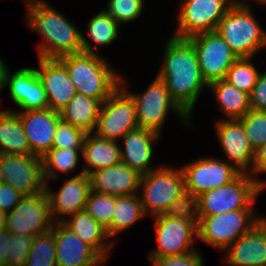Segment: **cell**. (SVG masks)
<instances>
[{
	"mask_svg": "<svg viewBox=\"0 0 266 266\" xmlns=\"http://www.w3.org/2000/svg\"><path fill=\"white\" fill-rule=\"evenodd\" d=\"M250 106L253 110L266 111V71L258 75L256 85L250 94Z\"/></svg>",
	"mask_w": 266,
	"mask_h": 266,
	"instance_id": "cell-41",
	"label": "cell"
},
{
	"mask_svg": "<svg viewBox=\"0 0 266 266\" xmlns=\"http://www.w3.org/2000/svg\"><path fill=\"white\" fill-rule=\"evenodd\" d=\"M54 222L46 190L22 196L13 211L6 214L5 228L9 233L36 236L49 231Z\"/></svg>",
	"mask_w": 266,
	"mask_h": 266,
	"instance_id": "cell-14",
	"label": "cell"
},
{
	"mask_svg": "<svg viewBox=\"0 0 266 266\" xmlns=\"http://www.w3.org/2000/svg\"><path fill=\"white\" fill-rule=\"evenodd\" d=\"M264 189L249 173H240L231 182L201 193L191 202L195 216H213L233 210L254 209Z\"/></svg>",
	"mask_w": 266,
	"mask_h": 266,
	"instance_id": "cell-6",
	"label": "cell"
},
{
	"mask_svg": "<svg viewBox=\"0 0 266 266\" xmlns=\"http://www.w3.org/2000/svg\"><path fill=\"white\" fill-rule=\"evenodd\" d=\"M245 1L233 0L216 31L238 58H254L266 48V31Z\"/></svg>",
	"mask_w": 266,
	"mask_h": 266,
	"instance_id": "cell-5",
	"label": "cell"
},
{
	"mask_svg": "<svg viewBox=\"0 0 266 266\" xmlns=\"http://www.w3.org/2000/svg\"><path fill=\"white\" fill-rule=\"evenodd\" d=\"M56 266H100L106 260L62 222H54Z\"/></svg>",
	"mask_w": 266,
	"mask_h": 266,
	"instance_id": "cell-18",
	"label": "cell"
},
{
	"mask_svg": "<svg viewBox=\"0 0 266 266\" xmlns=\"http://www.w3.org/2000/svg\"><path fill=\"white\" fill-rule=\"evenodd\" d=\"M25 5L31 4V3H38V2H45V0H25Z\"/></svg>",
	"mask_w": 266,
	"mask_h": 266,
	"instance_id": "cell-47",
	"label": "cell"
},
{
	"mask_svg": "<svg viewBox=\"0 0 266 266\" xmlns=\"http://www.w3.org/2000/svg\"><path fill=\"white\" fill-rule=\"evenodd\" d=\"M120 144L97 136L94 132L87 133L82 148L83 173L107 168L121 163Z\"/></svg>",
	"mask_w": 266,
	"mask_h": 266,
	"instance_id": "cell-25",
	"label": "cell"
},
{
	"mask_svg": "<svg viewBox=\"0 0 266 266\" xmlns=\"http://www.w3.org/2000/svg\"><path fill=\"white\" fill-rule=\"evenodd\" d=\"M138 127L135 103L119 86L102 103L94 133L104 139L119 142L128 131Z\"/></svg>",
	"mask_w": 266,
	"mask_h": 266,
	"instance_id": "cell-12",
	"label": "cell"
},
{
	"mask_svg": "<svg viewBox=\"0 0 266 266\" xmlns=\"http://www.w3.org/2000/svg\"><path fill=\"white\" fill-rule=\"evenodd\" d=\"M34 236L10 233L7 266H25Z\"/></svg>",
	"mask_w": 266,
	"mask_h": 266,
	"instance_id": "cell-39",
	"label": "cell"
},
{
	"mask_svg": "<svg viewBox=\"0 0 266 266\" xmlns=\"http://www.w3.org/2000/svg\"><path fill=\"white\" fill-rule=\"evenodd\" d=\"M254 212V209H241L213 216H196L198 240L224 251L264 218Z\"/></svg>",
	"mask_w": 266,
	"mask_h": 266,
	"instance_id": "cell-9",
	"label": "cell"
},
{
	"mask_svg": "<svg viewBox=\"0 0 266 266\" xmlns=\"http://www.w3.org/2000/svg\"><path fill=\"white\" fill-rule=\"evenodd\" d=\"M181 169L190 202L203 192L226 185L241 173L226 160L208 156L193 160Z\"/></svg>",
	"mask_w": 266,
	"mask_h": 266,
	"instance_id": "cell-11",
	"label": "cell"
},
{
	"mask_svg": "<svg viewBox=\"0 0 266 266\" xmlns=\"http://www.w3.org/2000/svg\"><path fill=\"white\" fill-rule=\"evenodd\" d=\"M6 224V213H4L1 209H0V228L5 227Z\"/></svg>",
	"mask_w": 266,
	"mask_h": 266,
	"instance_id": "cell-46",
	"label": "cell"
},
{
	"mask_svg": "<svg viewBox=\"0 0 266 266\" xmlns=\"http://www.w3.org/2000/svg\"><path fill=\"white\" fill-rule=\"evenodd\" d=\"M188 40L196 50L200 72L206 84L224 80L238 57L217 31L200 33Z\"/></svg>",
	"mask_w": 266,
	"mask_h": 266,
	"instance_id": "cell-13",
	"label": "cell"
},
{
	"mask_svg": "<svg viewBox=\"0 0 266 266\" xmlns=\"http://www.w3.org/2000/svg\"><path fill=\"white\" fill-rule=\"evenodd\" d=\"M164 46L163 64L157 73L172 99L191 118L202 90L208 89L203 80L198 57L188 39L171 36Z\"/></svg>",
	"mask_w": 266,
	"mask_h": 266,
	"instance_id": "cell-1",
	"label": "cell"
},
{
	"mask_svg": "<svg viewBox=\"0 0 266 266\" xmlns=\"http://www.w3.org/2000/svg\"><path fill=\"white\" fill-rule=\"evenodd\" d=\"M48 186L46 185L45 190L49 197L50 213L53 222H62L69 215L71 216L85 210L90 192V181L89 175L83 173V170H80L73 177L65 179L58 192H52Z\"/></svg>",
	"mask_w": 266,
	"mask_h": 266,
	"instance_id": "cell-16",
	"label": "cell"
},
{
	"mask_svg": "<svg viewBox=\"0 0 266 266\" xmlns=\"http://www.w3.org/2000/svg\"><path fill=\"white\" fill-rule=\"evenodd\" d=\"M39 59L35 68L46 92L49 108L60 112L77 93L67 68L59 59Z\"/></svg>",
	"mask_w": 266,
	"mask_h": 266,
	"instance_id": "cell-20",
	"label": "cell"
},
{
	"mask_svg": "<svg viewBox=\"0 0 266 266\" xmlns=\"http://www.w3.org/2000/svg\"><path fill=\"white\" fill-rule=\"evenodd\" d=\"M259 73L252 58H238L227 71L224 80L241 91L251 94Z\"/></svg>",
	"mask_w": 266,
	"mask_h": 266,
	"instance_id": "cell-34",
	"label": "cell"
},
{
	"mask_svg": "<svg viewBox=\"0 0 266 266\" xmlns=\"http://www.w3.org/2000/svg\"><path fill=\"white\" fill-rule=\"evenodd\" d=\"M203 255L198 250L172 257L149 258L151 266H204Z\"/></svg>",
	"mask_w": 266,
	"mask_h": 266,
	"instance_id": "cell-40",
	"label": "cell"
},
{
	"mask_svg": "<svg viewBox=\"0 0 266 266\" xmlns=\"http://www.w3.org/2000/svg\"><path fill=\"white\" fill-rule=\"evenodd\" d=\"M22 196L9 184H0V209L6 214L10 213L18 205Z\"/></svg>",
	"mask_w": 266,
	"mask_h": 266,
	"instance_id": "cell-42",
	"label": "cell"
},
{
	"mask_svg": "<svg viewBox=\"0 0 266 266\" xmlns=\"http://www.w3.org/2000/svg\"><path fill=\"white\" fill-rule=\"evenodd\" d=\"M86 132L60 119L56 126L52 148L82 149Z\"/></svg>",
	"mask_w": 266,
	"mask_h": 266,
	"instance_id": "cell-38",
	"label": "cell"
},
{
	"mask_svg": "<svg viewBox=\"0 0 266 266\" xmlns=\"http://www.w3.org/2000/svg\"><path fill=\"white\" fill-rule=\"evenodd\" d=\"M69 217H66L62 223L82 241L92 246L107 261L115 241L108 240L109 237L106 229L96 222L85 210Z\"/></svg>",
	"mask_w": 266,
	"mask_h": 266,
	"instance_id": "cell-26",
	"label": "cell"
},
{
	"mask_svg": "<svg viewBox=\"0 0 266 266\" xmlns=\"http://www.w3.org/2000/svg\"><path fill=\"white\" fill-rule=\"evenodd\" d=\"M215 126L217 139L228 158V163L241 173H250L254 150L248 141L242 123L238 119H220Z\"/></svg>",
	"mask_w": 266,
	"mask_h": 266,
	"instance_id": "cell-19",
	"label": "cell"
},
{
	"mask_svg": "<svg viewBox=\"0 0 266 266\" xmlns=\"http://www.w3.org/2000/svg\"><path fill=\"white\" fill-rule=\"evenodd\" d=\"M80 154H82V149L52 148L51 150L47 151L41 157L43 175L46 185L49 184V180L54 181L59 179V171L63 174L71 173L73 170L75 171L79 163L78 161Z\"/></svg>",
	"mask_w": 266,
	"mask_h": 266,
	"instance_id": "cell-32",
	"label": "cell"
},
{
	"mask_svg": "<svg viewBox=\"0 0 266 266\" xmlns=\"http://www.w3.org/2000/svg\"><path fill=\"white\" fill-rule=\"evenodd\" d=\"M10 233L5 227L0 228V266H7Z\"/></svg>",
	"mask_w": 266,
	"mask_h": 266,
	"instance_id": "cell-44",
	"label": "cell"
},
{
	"mask_svg": "<svg viewBox=\"0 0 266 266\" xmlns=\"http://www.w3.org/2000/svg\"><path fill=\"white\" fill-rule=\"evenodd\" d=\"M115 207V196L109 194L89 192L85 211L102 227L106 229L110 238V223Z\"/></svg>",
	"mask_w": 266,
	"mask_h": 266,
	"instance_id": "cell-35",
	"label": "cell"
},
{
	"mask_svg": "<svg viewBox=\"0 0 266 266\" xmlns=\"http://www.w3.org/2000/svg\"><path fill=\"white\" fill-rule=\"evenodd\" d=\"M160 135L145 128L138 127L128 131L122 138L123 146H120L121 162L141 175L151 172L155 167L151 166L154 147Z\"/></svg>",
	"mask_w": 266,
	"mask_h": 266,
	"instance_id": "cell-24",
	"label": "cell"
},
{
	"mask_svg": "<svg viewBox=\"0 0 266 266\" xmlns=\"http://www.w3.org/2000/svg\"><path fill=\"white\" fill-rule=\"evenodd\" d=\"M266 173V144L258 147L254 150V158H253V165L252 170L249 173L255 181L263 188H266V180L256 178L259 174ZM256 176V177H255Z\"/></svg>",
	"mask_w": 266,
	"mask_h": 266,
	"instance_id": "cell-43",
	"label": "cell"
},
{
	"mask_svg": "<svg viewBox=\"0 0 266 266\" xmlns=\"http://www.w3.org/2000/svg\"><path fill=\"white\" fill-rule=\"evenodd\" d=\"M254 2L260 5H266V0H255Z\"/></svg>",
	"mask_w": 266,
	"mask_h": 266,
	"instance_id": "cell-49",
	"label": "cell"
},
{
	"mask_svg": "<svg viewBox=\"0 0 266 266\" xmlns=\"http://www.w3.org/2000/svg\"><path fill=\"white\" fill-rule=\"evenodd\" d=\"M119 27L120 25L104 10L95 14L87 24L88 35L92 42L82 33L83 52L98 55L99 53L93 47V44H97L98 46L110 45L117 40Z\"/></svg>",
	"mask_w": 266,
	"mask_h": 266,
	"instance_id": "cell-30",
	"label": "cell"
},
{
	"mask_svg": "<svg viewBox=\"0 0 266 266\" xmlns=\"http://www.w3.org/2000/svg\"><path fill=\"white\" fill-rule=\"evenodd\" d=\"M145 0H109L107 8L103 9L119 25L133 22L138 19L143 9Z\"/></svg>",
	"mask_w": 266,
	"mask_h": 266,
	"instance_id": "cell-37",
	"label": "cell"
},
{
	"mask_svg": "<svg viewBox=\"0 0 266 266\" xmlns=\"http://www.w3.org/2000/svg\"><path fill=\"white\" fill-rule=\"evenodd\" d=\"M15 105L20 108L16 112L43 110L49 108L43 84L33 67H23L14 73L6 71L5 87Z\"/></svg>",
	"mask_w": 266,
	"mask_h": 266,
	"instance_id": "cell-17",
	"label": "cell"
},
{
	"mask_svg": "<svg viewBox=\"0 0 266 266\" xmlns=\"http://www.w3.org/2000/svg\"><path fill=\"white\" fill-rule=\"evenodd\" d=\"M59 60L67 68L69 78L79 94L103 103L120 86L121 73L101 54L82 52L63 56Z\"/></svg>",
	"mask_w": 266,
	"mask_h": 266,
	"instance_id": "cell-4",
	"label": "cell"
},
{
	"mask_svg": "<svg viewBox=\"0 0 266 266\" xmlns=\"http://www.w3.org/2000/svg\"><path fill=\"white\" fill-rule=\"evenodd\" d=\"M88 175L91 191L114 196L139 194L142 175L122 162Z\"/></svg>",
	"mask_w": 266,
	"mask_h": 266,
	"instance_id": "cell-23",
	"label": "cell"
},
{
	"mask_svg": "<svg viewBox=\"0 0 266 266\" xmlns=\"http://www.w3.org/2000/svg\"><path fill=\"white\" fill-rule=\"evenodd\" d=\"M228 266H266V216L224 250Z\"/></svg>",
	"mask_w": 266,
	"mask_h": 266,
	"instance_id": "cell-22",
	"label": "cell"
},
{
	"mask_svg": "<svg viewBox=\"0 0 266 266\" xmlns=\"http://www.w3.org/2000/svg\"><path fill=\"white\" fill-rule=\"evenodd\" d=\"M152 217L158 245L149 252V258L178 256L196 250L192 242L198 240V220L191 207Z\"/></svg>",
	"mask_w": 266,
	"mask_h": 266,
	"instance_id": "cell-7",
	"label": "cell"
},
{
	"mask_svg": "<svg viewBox=\"0 0 266 266\" xmlns=\"http://www.w3.org/2000/svg\"><path fill=\"white\" fill-rule=\"evenodd\" d=\"M5 183V180H4V177H3V173L1 171V168H0V184H3Z\"/></svg>",
	"mask_w": 266,
	"mask_h": 266,
	"instance_id": "cell-48",
	"label": "cell"
},
{
	"mask_svg": "<svg viewBox=\"0 0 266 266\" xmlns=\"http://www.w3.org/2000/svg\"><path fill=\"white\" fill-rule=\"evenodd\" d=\"M238 120L242 123L253 150L266 144V111L250 109Z\"/></svg>",
	"mask_w": 266,
	"mask_h": 266,
	"instance_id": "cell-36",
	"label": "cell"
},
{
	"mask_svg": "<svg viewBox=\"0 0 266 266\" xmlns=\"http://www.w3.org/2000/svg\"><path fill=\"white\" fill-rule=\"evenodd\" d=\"M158 168L141 177L139 190L143 191L140 200L144 213L155 216L190 208L182 169L168 165Z\"/></svg>",
	"mask_w": 266,
	"mask_h": 266,
	"instance_id": "cell-3",
	"label": "cell"
},
{
	"mask_svg": "<svg viewBox=\"0 0 266 266\" xmlns=\"http://www.w3.org/2000/svg\"><path fill=\"white\" fill-rule=\"evenodd\" d=\"M0 154H30L20 117L11 109L0 110Z\"/></svg>",
	"mask_w": 266,
	"mask_h": 266,
	"instance_id": "cell-29",
	"label": "cell"
},
{
	"mask_svg": "<svg viewBox=\"0 0 266 266\" xmlns=\"http://www.w3.org/2000/svg\"><path fill=\"white\" fill-rule=\"evenodd\" d=\"M27 26L42 36L37 45L38 58L59 59L83 52L82 33L65 15L45 2L25 5Z\"/></svg>",
	"mask_w": 266,
	"mask_h": 266,
	"instance_id": "cell-2",
	"label": "cell"
},
{
	"mask_svg": "<svg viewBox=\"0 0 266 266\" xmlns=\"http://www.w3.org/2000/svg\"><path fill=\"white\" fill-rule=\"evenodd\" d=\"M208 90L213 91L219 108L224 113V119H240L250 109V94L229 84L225 80L215 81L208 85Z\"/></svg>",
	"mask_w": 266,
	"mask_h": 266,
	"instance_id": "cell-28",
	"label": "cell"
},
{
	"mask_svg": "<svg viewBox=\"0 0 266 266\" xmlns=\"http://www.w3.org/2000/svg\"><path fill=\"white\" fill-rule=\"evenodd\" d=\"M101 105L98 99L76 93L59 113L63 121L90 133L95 130Z\"/></svg>",
	"mask_w": 266,
	"mask_h": 266,
	"instance_id": "cell-27",
	"label": "cell"
},
{
	"mask_svg": "<svg viewBox=\"0 0 266 266\" xmlns=\"http://www.w3.org/2000/svg\"><path fill=\"white\" fill-rule=\"evenodd\" d=\"M0 168L6 184L23 196L46 189L41 157L35 154H0Z\"/></svg>",
	"mask_w": 266,
	"mask_h": 266,
	"instance_id": "cell-15",
	"label": "cell"
},
{
	"mask_svg": "<svg viewBox=\"0 0 266 266\" xmlns=\"http://www.w3.org/2000/svg\"><path fill=\"white\" fill-rule=\"evenodd\" d=\"M138 194L115 196V207L110 223V238L116 236L141 220L144 213Z\"/></svg>",
	"mask_w": 266,
	"mask_h": 266,
	"instance_id": "cell-31",
	"label": "cell"
},
{
	"mask_svg": "<svg viewBox=\"0 0 266 266\" xmlns=\"http://www.w3.org/2000/svg\"><path fill=\"white\" fill-rule=\"evenodd\" d=\"M55 233L49 231L34 236L25 266H56Z\"/></svg>",
	"mask_w": 266,
	"mask_h": 266,
	"instance_id": "cell-33",
	"label": "cell"
},
{
	"mask_svg": "<svg viewBox=\"0 0 266 266\" xmlns=\"http://www.w3.org/2000/svg\"><path fill=\"white\" fill-rule=\"evenodd\" d=\"M28 139L30 154L42 157L52 149L60 113L50 108L17 112Z\"/></svg>",
	"mask_w": 266,
	"mask_h": 266,
	"instance_id": "cell-21",
	"label": "cell"
},
{
	"mask_svg": "<svg viewBox=\"0 0 266 266\" xmlns=\"http://www.w3.org/2000/svg\"><path fill=\"white\" fill-rule=\"evenodd\" d=\"M232 5L233 0H182L176 16V33L172 36L189 39L200 33L216 31Z\"/></svg>",
	"mask_w": 266,
	"mask_h": 266,
	"instance_id": "cell-10",
	"label": "cell"
},
{
	"mask_svg": "<svg viewBox=\"0 0 266 266\" xmlns=\"http://www.w3.org/2000/svg\"><path fill=\"white\" fill-rule=\"evenodd\" d=\"M9 67L4 63V60L0 58V92L5 88L6 71Z\"/></svg>",
	"mask_w": 266,
	"mask_h": 266,
	"instance_id": "cell-45",
	"label": "cell"
},
{
	"mask_svg": "<svg viewBox=\"0 0 266 266\" xmlns=\"http://www.w3.org/2000/svg\"><path fill=\"white\" fill-rule=\"evenodd\" d=\"M121 75L120 86L132 97L135 103L136 121L139 127L153 131L161 136L169 111H173L190 128L191 119L172 99L165 82L157 75L143 93H130Z\"/></svg>",
	"mask_w": 266,
	"mask_h": 266,
	"instance_id": "cell-8",
	"label": "cell"
}]
</instances>
